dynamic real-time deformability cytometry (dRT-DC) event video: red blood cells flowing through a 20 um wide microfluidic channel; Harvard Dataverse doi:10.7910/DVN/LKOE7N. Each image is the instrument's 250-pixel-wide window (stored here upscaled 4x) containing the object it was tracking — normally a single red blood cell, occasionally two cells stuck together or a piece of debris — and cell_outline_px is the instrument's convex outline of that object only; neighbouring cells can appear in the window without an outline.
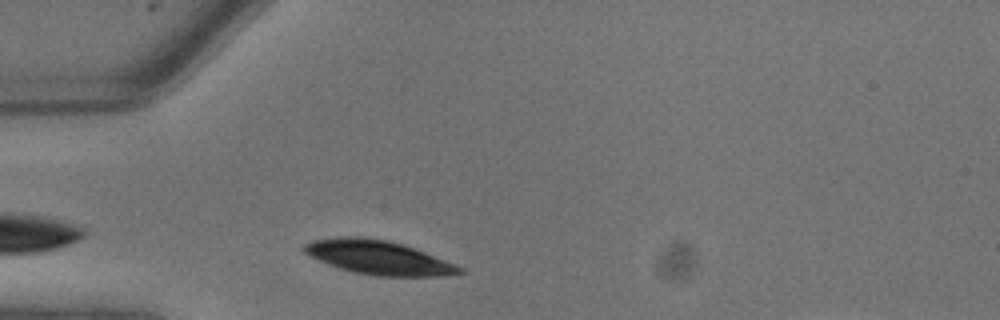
{"species": "common noctule bat (a hibernating species)", "species_latin": "Nyctalus noctula", "temperature_condition": "warm", "stored_images_in_passage": 2, "camera_frame_rate_fps": 3000, "um_per_image_px": 0.085, "animal": {"sex": "male", "body_mass_g": 13.3}, "frame": {"image": 1, "passage_image": 2, "time_ms": 0.333, "image_size_px": [1000, 320], "cell_outline_px": [[464, 272], [440, 276], [376, 276], [356, 272], [340, 268], [328, 264], [304, 252], [304, 244], [312, 240], [336, 236], [364, 236], [388, 240], [424, 252], [464, 268]], "centroid_in_image_um": [32.13, 21.87], "position_along_channel_um": 52.9, "area_um2": 30.35}}